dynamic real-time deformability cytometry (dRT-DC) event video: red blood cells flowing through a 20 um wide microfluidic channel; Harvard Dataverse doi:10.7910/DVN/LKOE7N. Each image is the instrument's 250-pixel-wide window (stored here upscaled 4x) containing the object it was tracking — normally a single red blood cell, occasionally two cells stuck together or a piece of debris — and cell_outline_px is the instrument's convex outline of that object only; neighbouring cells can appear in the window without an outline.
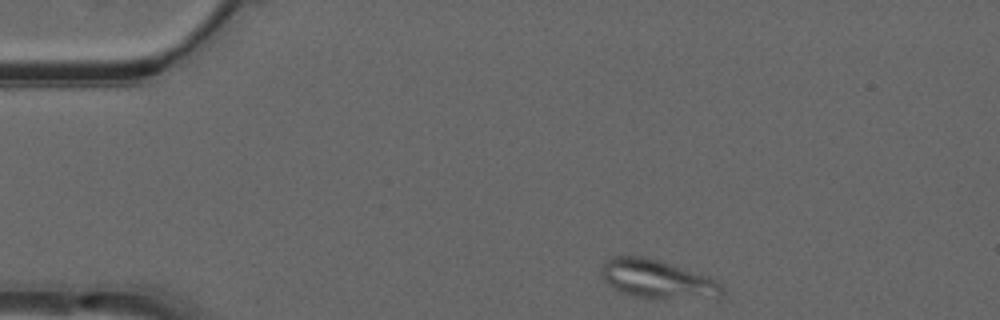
{"species": "common noctule bat (a hibernating species)", "species_latin": "Nyctalus noctula", "temperature_condition": "warm", "stored_images_in_passage": 18, "camera_frame_rate_fps": 3000, "um_per_image_px": 0.085, "animal": {"sex": "male", "forearm_length_mm": 52.5}, "frame": {"image": 1, "passage_image": 1, "time_ms": 0.0, "image_size_px": [1000, 320], "cell_outline_px": [[728, 296], [720, 300], [716, 300], [636, 296], [624, 292], [608, 284], [600, 276], [600, 272], [604, 260], [616, 256], [644, 256], [708, 276], [716, 280], [724, 288]], "centroid_in_image_um": [55.99, 23.75], "position_along_channel_um": 29.0, "area_um2": 27.34}}
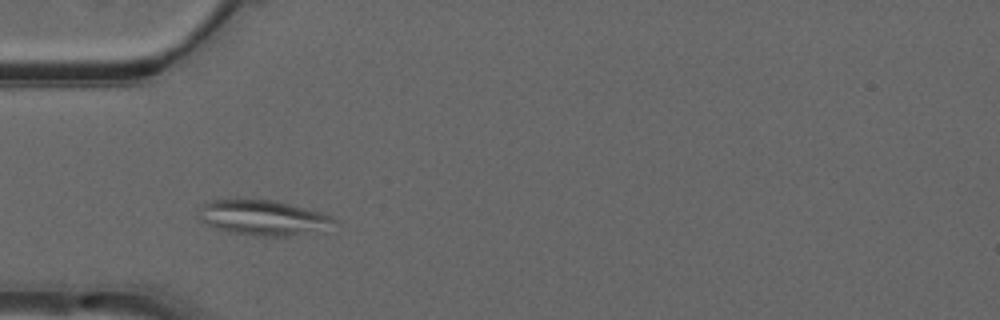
{"frame": {"image": 2, "passage_image": 8, "time_ms": 2.333, "image_size_px": [1000, 320], "cell_outline_px": [[340, 224], [328, 232], [284, 236], [252, 236], [232, 232], [216, 228], [200, 220], [200, 216], [204, 200], [236, 196], [276, 200], [320, 212], [336, 220]], "centroid_in_image_um": [22.43, 18.47], "position_along_channel_um": 62.6, "area_um2": 29.13}}
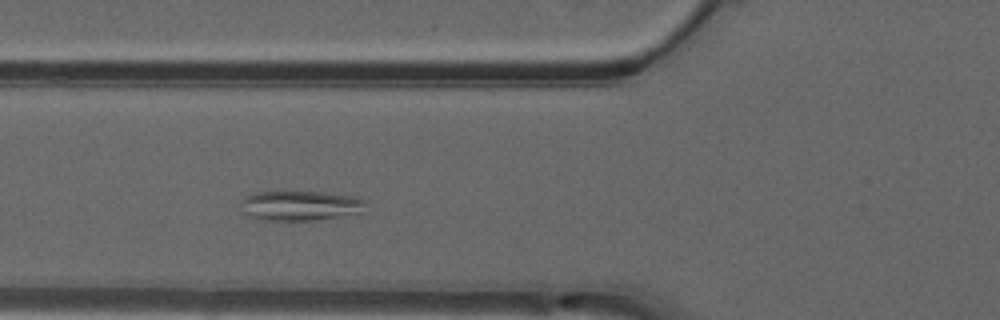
{"frame": {"image": 3, "passage_image": 11, "time_ms": 3.333, "image_size_px": [1000, 320], "cell_outline_px": [[364, 216], [316, 220], [256, 220], [240, 212], [240, 200], [244, 196], [256, 192], [324, 192], [352, 196], [364, 200]], "centroid_in_image_um": [25.55, 17.51], "position_along_channel_um": 100.2, "area_um2": 22.66}}